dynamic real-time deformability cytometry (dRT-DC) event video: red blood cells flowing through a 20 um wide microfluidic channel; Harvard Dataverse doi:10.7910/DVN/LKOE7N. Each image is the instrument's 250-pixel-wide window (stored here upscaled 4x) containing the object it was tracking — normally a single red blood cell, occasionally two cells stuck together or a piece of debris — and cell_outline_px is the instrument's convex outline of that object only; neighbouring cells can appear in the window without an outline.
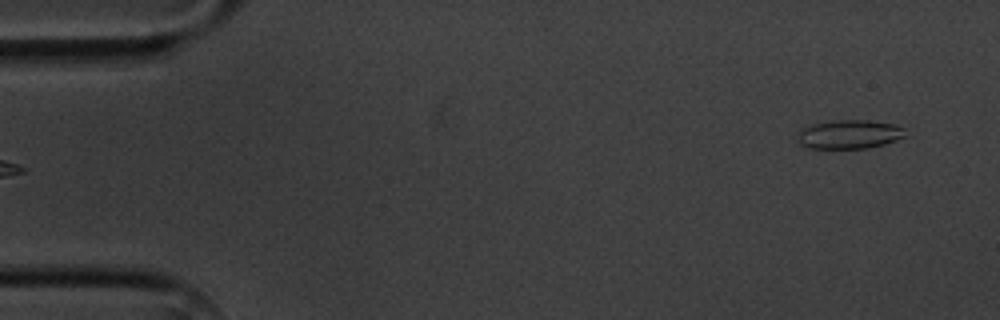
{"species": "common noctule bat (a hibernating species)", "species_latin": "Nyctalus noctula", "temperature_condition": "cold", "stored_images_in_passage": 2, "camera_frame_rate_fps": 3000, "um_per_image_px": 0.085, "animal": {"sex": "male", "body_mass_g": 20.1, "forearm_length_mm": 53.5}, "frame": {"image": 1, "passage_image": 2, "time_ms": 1.0, "image_size_px": [1000, 320], "cell_outline_px": [[908, 136], [884, 144], [868, 148], [812, 148], [800, 144], [796, 140], [800, 128], [812, 124], [832, 120], [868, 120], [892, 124], [904, 128]], "centroid_in_image_um": [72.18, 11.41], "position_along_channel_um": 12.8, "area_um2": 18.26}}